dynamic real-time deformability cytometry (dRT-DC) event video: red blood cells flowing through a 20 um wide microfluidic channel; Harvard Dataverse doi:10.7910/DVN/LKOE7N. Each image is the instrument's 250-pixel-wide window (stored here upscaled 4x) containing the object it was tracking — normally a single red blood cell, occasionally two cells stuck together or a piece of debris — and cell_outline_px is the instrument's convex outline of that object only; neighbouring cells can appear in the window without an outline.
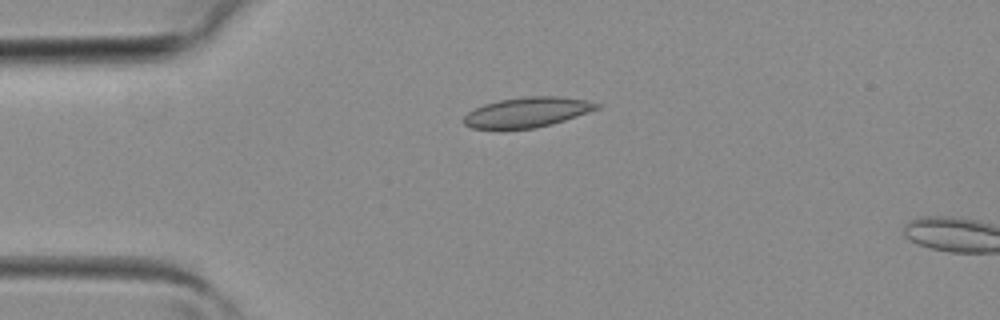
{"species": "common noctule bat (a hibernating species)", "species_latin": "Nyctalus noctula", "temperature_condition": "room temperature", "stored_images_in_passage": 4, "camera_frame_rate_fps": 3000, "um_per_image_px": 0.085, "animal": {"sex": "female", "body_mass_g": 19.3, "forearm_length_mm": 54.1}, "frame": {"image": 1, "passage_image": 3, "time_ms": 0.667, "image_size_px": [1000, 320], "cell_outline_px": [[600, 108], [552, 124], [536, 128], [472, 128], [464, 124], [464, 116], [468, 112], [484, 104], [500, 100], [528, 96], [556, 96], [584, 100], [600, 104]], "centroid_in_image_um": [44.81, 9.53], "position_along_channel_um": 40.2, "area_um2": 22.83}}